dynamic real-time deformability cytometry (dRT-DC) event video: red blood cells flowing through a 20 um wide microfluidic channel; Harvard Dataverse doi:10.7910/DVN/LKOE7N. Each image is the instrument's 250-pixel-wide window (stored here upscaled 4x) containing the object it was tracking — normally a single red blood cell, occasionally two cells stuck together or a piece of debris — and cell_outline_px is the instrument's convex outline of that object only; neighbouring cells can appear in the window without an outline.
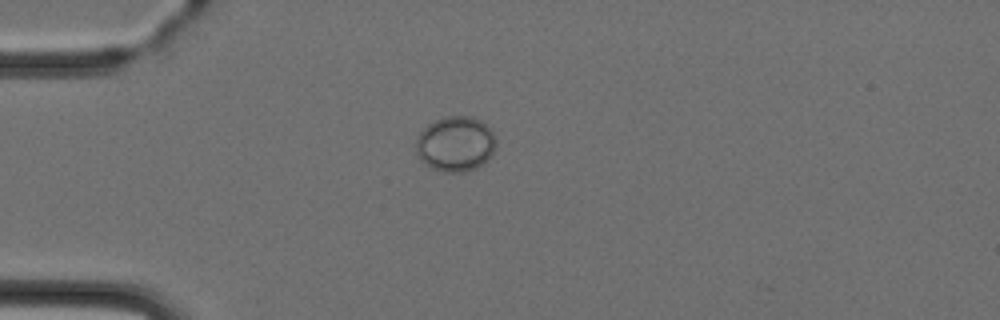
{"species": "Egyptian fruit bat (a non-hibernating species)", "species_latin": "Rousettus aegyptiacus", "temperature_condition": "cold", "stored_images_in_passage": 1, "camera_frame_rate_fps": 3000, "um_per_image_px": 0.085, "animal": {"sex": "female"}, "frame": {"image": 1, "passage_image": 1, "time_ms": 0.0, "image_size_px": [1000, 320], "cell_outline_px": [[496, 148], [492, 156], [484, 164], [468, 172], [444, 172], [432, 168], [424, 164], [416, 156], [416, 136], [428, 124], [444, 116], [472, 116], [480, 120], [492, 132], [496, 140]], "centroid_in_image_um": [38.71, 12.25], "position_along_channel_um": 46.3, "area_um2": 26.18}}